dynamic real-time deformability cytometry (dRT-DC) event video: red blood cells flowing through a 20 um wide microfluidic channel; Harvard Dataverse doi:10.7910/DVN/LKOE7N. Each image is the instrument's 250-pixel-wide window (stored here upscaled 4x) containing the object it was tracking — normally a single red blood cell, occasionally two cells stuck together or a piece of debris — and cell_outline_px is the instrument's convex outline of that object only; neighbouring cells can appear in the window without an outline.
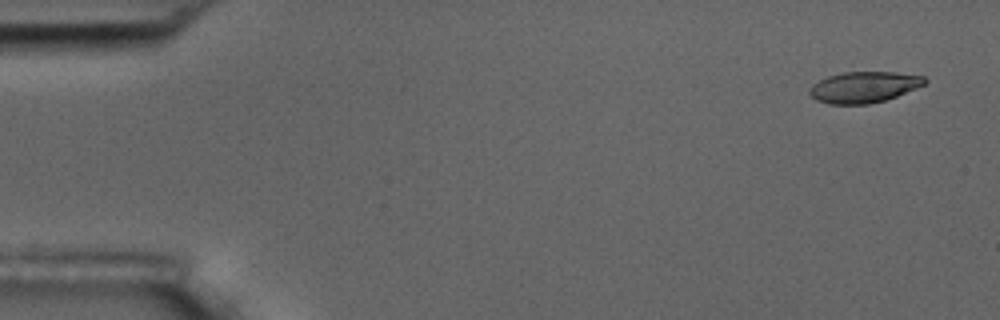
{"species": "common noctule bat (a hibernating species)", "species_latin": "Nyctalus noctula", "temperature_condition": "room temperature", "stored_images_in_passage": 4, "camera_frame_rate_fps": 3000, "um_per_image_px": 0.085, "animal": {"sex": "male", "body_mass_g": 17.5, "forearm_length_mm": 52.3}, "frame": {"image": 1, "passage_image": 1, "time_ms": 0.0, "image_size_px": [1000, 320], "cell_outline_px": [[928, 80], [924, 84], [916, 88], [896, 96], [884, 100], [868, 104], [828, 104], [816, 100], [808, 92], [808, 88], [812, 84], [828, 76], [840, 72], [896, 72], [924, 76]], "centroid_in_image_um": [73.4, 7.4], "position_along_channel_um": 11.6, "area_um2": 20.87}}
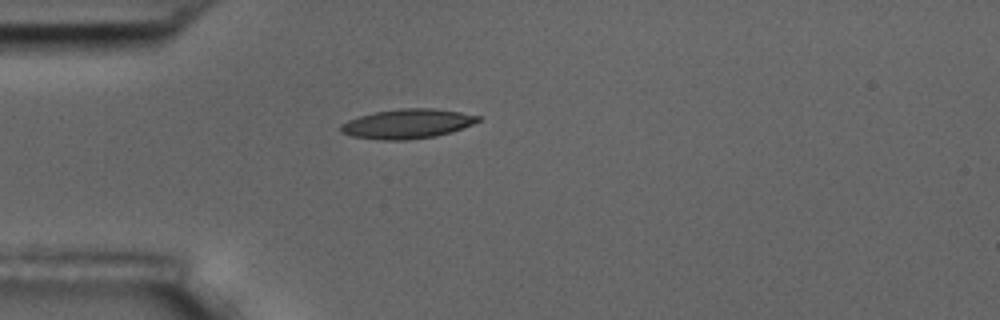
{"frame": {"image": 2, "passage_image": 4, "time_ms": 4.333, "image_size_px": [1000, 320], "cell_outline_px": [[480, 120], [472, 124], [452, 132], [436, 136], [408, 140], [380, 140], [352, 136], [340, 132], [340, 124], [348, 120], [360, 116], [376, 112], [404, 108], [432, 108], [460, 112], [480, 116]], "centroid_in_image_um": [34.61, 10.53], "position_along_channel_um": 50.4, "area_um2": 23.52}}